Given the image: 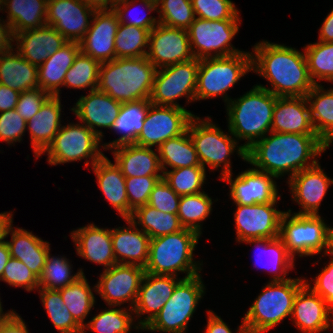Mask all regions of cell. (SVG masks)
<instances>
[{"mask_svg":"<svg viewBox=\"0 0 333 333\" xmlns=\"http://www.w3.org/2000/svg\"><path fill=\"white\" fill-rule=\"evenodd\" d=\"M180 199L181 196L175 193L162 178L152 189L148 205L164 213L177 214Z\"/></svg>","mask_w":333,"mask_h":333,"instance_id":"obj_54","label":"cell"},{"mask_svg":"<svg viewBox=\"0 0 333 333\" xmlns=\"http://www.w3.org/2000/svg\"><path fill=\"white\" fill-rule=\"evenodd\" d=\"M114 149L115 163L125 177L163 176L158 174L162 170L159 156L151 148L133 143Z\"/></svg>","mask_w":333,"mask_h":333,"instance_id":"obj_30","label":"cell"},{"mask_svg":"<svg viewBox=\"0 0 333 333\" xmlns=\"http://www.w3.org/2000/svg\"><path fill=\"white\" fill-rule=\"evenodd\" d=\"M290 179L293 198L304 209L298 215H318V208L330 183L329 179L320 168L319 164L306 168L295 174Z\"/></svg>","mask_w":333,"mask_h":333,"instance_id":"obj_21","label":"cell"},{"mask_svg":"<svg viewBox=\"0 0 333 333\" xmlns=\"http://www.w3.org/2000/svg\"><path fill=\"white\" fill-rule=\"evenodd\" d=\"M199 235L194 230L183 228L178 232L150 239L145 272L177 276L175 271H181L187 272L185 278L199 275L197 270L200 268L195 267L192 258Z\"/></svg>","mask_w":333,"mask_h":333,"instance_id":"obj_5","label":"cell"},{"mask_svg":"<svg viewBox=\"0 0 333 333\" xmlns=\"http://www.w3.org/2000/svg\"><path fill=\"white\" fill-rule=\"evenodd\" d=\"M11 258L10 249L7 241L0 244V278L3 275V271L9 259Z\"/></svg>","mask_w":333,"mask_h":333,"instance_id":"obj_65","label":"cell"},{"mask_svg":"<svg viewBox=\"0 0 333 333\" xmlns=\"http://www.w3.org/2000/svg\"><path fill=\"white\" fill-rule=\"evenodd\" d=\"M100 64L98 60L80 51L67 71L63 85L79 89L91 86V91L96 90L99 83Z\"/></svg>","mask_w":333,"mask_h":333,"instance_id":"obj_43","label":"cell"},{"mask_svg":"<svg viewBox=\"0 0 333 333\" xmlns=\"http://www.w3.org/2000/svg\"><path fill=\"white\" fill-rule=\"evenodd\" d=\"M145 274L144 267L131 264H115L106 268L97 284L96 291L108 303L117 306L122 302L132 300L135 305L142 278Z\"/></svg>","mask_w":333,"mask_h":333,"instance_id":"obj_18","label":"cell"},{"mask_svg":"<svg viewBox=\"0 0 333 333\" xmlns=\"http://www.w3.org/2000/svg\"><path fill=\"white\" fill-rule=\"evenodd\" d=\"M20 92L0 84V112L15 109Z\"/></svg>","mask_w":333,"mask_h":333,"instance_id":"obj_60","label":"cell"},{"mask_svg":"<svg viewBox=\"0 0 333 333\" xmlns=\"http://www.w3.org/2000/svg\"><path fill=\"white\" fill-rule=\"evenodd\" d=\"M96 9L92 27L79 42L80 51L100 63L115 59V36L119 25L113 9Z\"/></svg>","mask_w":333,"mask_h":333,"instance_id":"obj_19","label":"cell"},{"mask_svg":"<svg viewBox=\"0 0 333 333\" xmlns=\"http://www.w3.org/2000/svg\"><path fill=\"white\" fill-rule=\"evenodd\" d=\"M72 239L76 243L78 255L105 265L108 269L117 264L113 252L111 230L98 228L94 224L73 231Z\"/></svg>","mask_w":333,"mask_h":333,"instance_id":"obj_28","label":"cell"},{"mask_svg":"<svg viewBox=\"0 0 333 333\" xmlns=\"http://www.w3.org/2000/svg\"><path fill=\"white\" fill-rule=\"evenodd\" d=\"M50 96L41 88L21 92L15 110L27 122L39 112L40 107Z\"/></svg>","mask_w":333,"mask_h":333,"instance_id":"obj_55","label":"cell"},{"mask_svg":"<svg viewBox=\"0 0 333 333\" xmlns=\"http://www.w3.org/2000/svg\"><path fill=\"white\" fill-rule=\"evenodd\" d=\"M3 3L8 6V23L14 35L47 24L48 0H0V5Z\"/></svg>","mask_w":333,"mask_h":333,"instance_id":"obj_35","label":"cell"},{"mask_svg":"<svg viewBox=\"0 0 333 333\" xmlns=\"http://www.w3.org/2000/svg\"><path fill=\"white\" fill-rule=\"evenodd\" d=\"M200 275L183 278L159 313L143 329L183 333L204 292Z\"/></svg>","mask_w":333,"mask_h":333,"instance_id":"obj_8","label":"cell"},{"mask_svg":"<svg viewBox=\"0 0 333 333\" xmlns=\"http://www.w3.org/2000/svg\"><path fill=\"white\" fill-rule=\"evenodd\" d=\"M249 53L227 57H209L199 60L195 100L224 94L246 72L252 70Z\"/></svg>","mask_w":333,"mask_h":333,"instance_id":"obj_7","label":"cell"},{"mask_svg":"<svg viewBox=\"0 0 333 333\" xmlns=\"http://www.w3.org/2000/svg\"><path fill=\"white\" fill-rule=\"evenodd\" d=\"M199 60L177 63L156 70L149 101L155 105L179 106L174 103L178 97L188 95L189 100H195L197 87V72Z\"/></svg>","mask_w":333,"mask_h":333,"instance_id":"obj_10","label":"cell"},{"mask_svg":"<svg viewBox=\"0 0 333 333\" xmlns=\"http://www.w3.org/2000/svg\"><path fill=\"white\" fill-rule=\"evenodd\" d=\"M20 48L18 53L31 64L39 67L68 41L52 26L24 30L14 35Z\"/></svg>","mask_w":333,"mask_h":333,"instance_id":"obj_25","label":"cell"},{"mask_svg":"<svg viewBox=\"0 0 333 333\" xmlns=\"http://www.w3.org/2000/svg\"><path fill=\"white\" fill-rule=\"evenodd\" d=\"M327 267L316 277L315 284L311 288L321 296L331 307L333 305V258Z\"/></svg>","mask_w":333,"mask_h":333,"instance_id":"obj_57","label":"cell"},{"mask_svg":"<svg viewBox=\"0 0 333 333\" xmlns=\"http://www.w3.org/2000/svg\"><path fill=\"white\" fill-rule=\"evenodd\" d=\"M156 70L147 56L102 62L97 89L121 103L149 100Z\"/></svg>","mask_w":333,"mask_h":333,"instance_id":"obj_3","label":"cell"},{"mask_svg":"<svg viewBox=\"0 0 333 333\" xmlns=\"http://www.w3.org/2000/svg\"><path fill=\"white\" fill-rule=\"evenodd\" d=\"M60 98L50 96L30 120L27 121L31 134L32 148L36 156H40L53 142L60 130Z\"/></svg>","mask_w":333,"mask_h":333,"instance_id":"obj_29","label":"cell"},{"mask_svg":"<svg viewBox=\"0 0 333 333\" xmlns=\"http://www.w3.org/2000/svg\"><path fill=\"white\" fill-rule=\"evenodd\" d=\"M274 205L275 203L237 205V241L279 237L281 218L285 212L276 210Z\"/></svg>","mask_w":333,"mask_h":333,"instance_id":"obj_17","label":"cell"},{"mask_svg":"<svg viewBox=\"0 0 333 333\" xmlns=\"http://www.w3.org/2000/svg\"><path fill=\"white\" fill-rule=\"evenodd\" d=\"M0 333H29L24 321L15 312L0 319Z\"/></svg>","mask_w":333,"mask_h":333,"instance_id":"obj_59","label":"cell"},{"mask_svg":"<svg viewBox=\"0 0 333 333\" xmlns=\"http://www.w3.org/2000/svg\"><path fill=\"white\" fill-rule=\"evenodd\" d=\"M71 267L66 258H50L48 251L45 267L39 278V288L48 290H59L73 283L80 275L82 270L74 276L71 275Z\"/></svg>","mask_w":333,"mask_h":333,"instance_id":"obj_47","label":"cell"},{"mask_svg":"<svg viewBox=\"0 0 333 333\" xmlns=\"http://www.w3.org/2000/svg\"><path fill=\"white\" fill-rule=\"evenodd\" d=\"M0 280L9 285L24 287L27 291L39 287V278L20 260L12 257L7 262Z\"/></svg>","mask_w":333,"mask_h":333,"instance_id":"obj_53","label":"cell"},{"mask_svg":"<svg viewBox=\"0 0 333 333\" xmlns=\"http://www.w3.org/2000/svg\"><path fill=\"white\" fill-rule=\"evenodd\" d=\"M100 140L87 126L68 125L60 128L44 153L48 152V161L53 165L90 157L93 166L104 156L98 151Z\"/></svg>","mask_w":333,"mask_h":333,"instance_id":"obj_12","label":"cell"},{"mask_svg":"<svg viewBox=\"0 0 333 333\" xmlns=\"http://www.w3.org/2000/svg\"><path fill=\"white\" fill-rule=\"evenodd\" d=\"M306 98L308 102L315 98L309 106L312 125L317 136L329 147L333 140V89L324 92L315 84Z\"/></svg>","mask_w":333,"mask_h":333,"instance_id":"obj_37","label":"cell"},{"mask_svg":"<svg viewBox=\"0 0 333 333\" xmlns=\"http://www.w3.org/2000/svg\"><path fill=\"white\" fill-rule=\"evenodd\" d=\"M64 304L72 314L74 320L82 327L83 320L93 307L95 297L84 275H80L73 283L58 290Z\"/></svg>","mask_w":333,"mask_h":333,"instance_id":"obj_40","label":"cell"},{"mask_svg":"<svg viewBox=\"0 0 333 333\" xmlns=\"http://www.w3.org/2000/svg\"><path fill=\"white\" fill-rule=\"evenodd\" d=\"M231 173L221 179L231 185L230 195L237 205L276 203L277 188L271 174L258 169L247 170L233 181Z\"/></svg>","mask_w":333,"mask_h":333,"instance_id":"obj_20","label":"cell"},{"mask_svg":"<svg viewBox=\"0 0 333 333\" xmlns=\"http://www.w3.org/2000/svg\"><path fill=\"white\" fill-rule=\"evenodd\" d=\"M197 18L209 21L239 20L238 11L230 0H191Z\"/></svg>","mask_w":333,"mask_h":333,"instance_id":"obj_52","label":"cell"},{"mask_svg":"<svg viewBox=\"0 0 333 333\" xmlns=\"http://www.w3.org/2000/svg\"><path fill=\"white\" fill-rule=\"evenodd\" d=\"M159 162L162 169L165 164L173 169L201 166L188 130L178 137L168 139L158 147Z\"/></svg>","mask_w":333,"mask_h":333,"instance_id":"obj_38","label":"cell"},{"mask_svg":"<svg viewBox=\"0 0 333 333\" xmlns=\"http://www.w3.org/2000/svg\"><path fill=\"white\" fill-rule=\"evenodd\" d=\"M285 212L281 218L280 238L283 240L287 251L302 255L320 253L323 248L325 253L328 248V236L331 228L327 227L319 215H298L290 218V212ZM290 218L289 221L287 220ZM288 221V222H287Z\"/></svg>","mask_w":333,"mask_h":333,"instance_id":"obj_9","label":"cell"},{"mask_svg":"<svg viewBox=\"0 0 333 333\" xmlns=\"http://www.w3.org/2000/svg\"><path fill=\"white\" fill-rule=\"evenodd\" d=\"M157 23L149 34L150 52L146 54L148 60L156 68L192 60L194 56L187 30Z\"/></svg>","mask_w":333,"mask_h":333,"instance_id":"obj_15","label":"cell"},{"mask_svg":"<svg viewBox=\"0 0 333 333\" xmlns=\"http://www.w3.org/2000/svg\"><path fill=\"white\" fill-rule=\"evenodd\" d=\"M198 120L200 118L194 116L187 130L201 166L205 168L206 163L215 169L220 167L221 163H224L221 175L231 173L230 161L227 160V157L233 152L237 142L207 120L197 124Z\"/></svg>","mask_w":333,"mask_h":333,"instance_id":"obj_14","label":"cell"},{"mask_svg":"<svg viewBox=\"0 0 333 333\" xmlns=\"http://www.w3.org/2000/svg\"><path fill=\"white\" fill-rule=\"evenodd\" d=\"M95 11V7L82 0H48L46 23L68 42L79 43L90 27L87 17Z\"/></svg>","mask_w":333,"mask_h":333,"instance_id":"obj_16","label":"cell"},{"mask_svg":"<svg viewBox=\"0 0 333 333\" xmlns=\"http://www.w3.org/2000/svg\"><path fill=\"white\" fill-rule=\"evenodd\" d=\"M190 111L181 106H164L149 103L142 131L135 143L144 147H158L168 139L185 133L191 119Z\"/></svg>","mask_w":333,"mask_h":333,"instance_id":"obj_11","label":"cell"},{"mask_svg":"<svg viewBox=\"0 0 333 333\" xmlns=\"http://www.w3.org/2000/svg\"><path fill=\"white\" fill-rule=\"evenodd\" d=\"M149 103V100L122 103L118 118L112 128L123 134L117 140L107 144L106 147L114 148L124 144L135 143L137 136L144 126Z\"/></svg>","mask_w":333,"mask_h":333,"instance_id":"obj_36","label":"cell"},{"mask_svg":"<svg viewBox=\"0 0 333 333\" xmlns=\"http://www.w3.org/2000/svg\"><path fill=\"white\" fill-rule=\"evenodd\" d=\"M305 57L311 80L314 78L333 81V42H318L305 48Z\"/></svg>","mask_w":333,"mask_h":333,"instance_id":"obj_45","label":"cell"},{"mask_svg":"<svg viewBox=\"0 0 333 333\" xmlns=\"http://www.w3.org/2000/svg\"><path fill=\"white\" fill-rule=\"evenodd\" d=\"M330 306L305 283L297 292L292 315L295 325L305 333H318L329 328Z\"/></svg>","mask_w":333,"mask_h":333,"instance_id":"obj_22","label":"cell"},{"mask_svg":"<svg viewBox=\"0 0 333 333\" xmlns=\"http://www.w3.org/2000/svg\"><path fill=\"white\" fill-rule=\"evenodd\" d=\"M277 96L268 90L255 86L238 101L228 105L229 130L237 138L249 140L238 148V153L246 161V150L255 143V138L262 139L266 132H271L273 110ZM231 104V105H230Z\"/></svg>","mask_w":333,"mask_h":333,"instance_id":"obj_4","label":"cell"},{"mask_svg":"<svg viewBox=\"0 0 333 333\" xmlns=\"http://www.w3.org/2000/svg\"><path fill=\"white\" fill-rule=\"evenodd\" d=\"M150 30L119 23L115 36V58L146 56L142 47L149 46Z\"/></svg>","mask_w":333,"mask_h":333,"instance_id":"obj_41","label":"cell"},{"mask_svg":"<svg viewBox=\"0 0 333 333\" xmlns=\"http://www.w3.org/2000/svg\"><path fill=\"white\" fill-rule=\"evenodd\" d=\"M126 221L131 225V228L134 226L136 231L131 228L120 230V227L119 229L116 228L111 230L112 246L116 263L145 267L149 257V244L151 238L145 232H141L136 228L137 222L135 217L126 219ZM117 254L119 255L117 256ZM120 256H122V261L126 260V258L131 259V261L127 260L122 263L121 260H118V257ZM137 261L139 262L138 264Z\"/></svg>","mask_w":333,"mask_h":333,"instance_id":"obj_27","label":"cell"},{"mask_svg":"<svg viewBox=\"0 0 333 333\" xmlns=\"http://www.w3.org/2000/svg\"><path fill=\"white\" fill-rule=\"evenodd\" d=\"M138 218V224L143 226L151 239L178 232L184 227L181 225L177 214L164 213L146 204L138 207L131 217Z\"/></svg>","mask_w":333,"mask_h":333,"instance_id":"obj_39","label":"cell"},{"mask_svg":"<svg viewBox=\"0 0 333 333\" xmlns=\"http://www.w3.org/2000/svg\"><path fill=\"white\" fill-rule=\"evenodd\" d=\"M327 253H330L333 255V228L330 229L329 231V236H328V248H327Z\"/></svg>","mask_w":333,"mask_h":333,"instance_id":"obj_67","label":"cell"},{"mask_svg":"<svg viewBox=\"0 0 333 333\" xmlns=\"http://www.w3.org/2000/svg\"><path fill=\"white\" fill-rule=\"evenodd\" d=\"M41 300L54 326L60 333H84L62 300L58 290L40 288Z\"/></svg>","mask_w":333,"mask_h":333,"instance_id":"obj_42","label":"cell"},{"mask_svg":"<svg viewBox=\"0 0 333 333\" xmlns=\"http://www.w3.org/2000/svg\"><path fill=\"white\" fill-rule=\"evenodd\" d=\"M27 122L15 109L1 112L0 114V140L7 143L19 141L27 128Z\"/></svg>","mask_w":333,"mask_h":333,"instance_id":"obj_56","label":"cell"},{"mask_svg":"<svg viewBox=\"0 0 333 333\" xmlns=\"http://www.w3.org/2000/svg\"><path fill=\"white\" fill-rule=\"evenodd\" d=\"M132 2H128V0L118 2L112 6L113 11L116 13L118 17L119 23L126 24V25H131V26H136L140 28H145L148 30H152L156 26V19L155 18H148V17H141V18H136L134 20H131V22L126 23L124 19L125 18V12H128V8L131 5ZM121 4V5H120ZM123 4V5H122ZM123 6V7H122ZM122 9L124 11H122Z\"/></svg>","mask_w":333,"mask_h":333,"instance_id":"obj_58","label":"cell"},{"mask_svg":"<svg viewBox=\"0 0 333 333\" xmlns=\"http://www.w3.org/2000/svg\"><path fill=\"white\" fill-rule=\"evenodd\" d=\"M0 24V55L11 50L14 34L9 23ZM12 36V37H11ZM11 40V41H10Z\"/></svg>","mask_w":333,"mask_h":333,"instance_id":"obj_62","label":"cell"},{"mask_svg":"<svg viewBox=\"0 0 333 333\" xmlns=\"http://www.w3.org/2000/svg\"><path fill=\"white\" fill-rule=\"evenodd\" d=\"M143 4L151 11L156 10L158 7L156 0H141Z\"/></svg>","mask_w":333,"mask_h":333,"instance_id":"obj_68","label":"cell"},{"mask_svg":"<svg viewBox=\"0 0 333 333\" xmlns=\"http://www.w3.org/2000/svg\"><path fill=\"white\" fill-rule=\"evenodd\" d=\"M129 314L123 309H108L93 317L87 328L97 333H128L133 319Z\"/></svg>","mask_w":333,"mask_h":333,"instance_id":"obj_50","label":"cell"},{"mask_svg":"<svg viewBox=\"0 0 333 333\" xmlns=\"http://www.w3.org/2000/svg\"><path fill=\"white\" fill-rule=\"evenodd\" d=\"M330 312L333 313V305L330 307ZM333 323V322H332ZM333 325V324H332Z\"/></svg>","mask_w":333,"mask_h":333,"instance_id":"obj_72","label":"cell"},{"mask_svg":"<svg viewBox=\"0 0 333 333\" xmlns=\"http://www.w3.org/2000/svg\"><path fill=\"white\" fill-rule=\"evenodd\" d=\"M238 21L239 20L209 21L195 18L191 26L187 29L194 58L198 60L209 58L212 50H219V53L217 51L215 52L216 55H211L210 57H227L241 53L242 51L234 49L229 43L238 32ZM193 44L194 48L198 49L197 52L193 51Z\"/></svg>","mask_w":333,"mask_h":333,"instance_id":"obj_13","label":"cell"},{"mask_svg":"<svg viewBox=\"0 0 333 333\" xmlns=\"http://www.w3.org/2000/svg\"><path fill=\"white\" fill-rule=\"evenodd\" d=\"M208 313L209 318L206 333H232L220 317L211 311H208Z\"/></svg>","mask_w":333,"mask_h":333,"instance_id":"obj_61","label":"cell"},{"mask_svg":"<svg viewBox=\"0 0 333 333\" xmlns=\"http://www.w3.org/2000/svg\"><path fill=\"white\" fill-rule=\"evenodd\" d=\"M319 37L320 42H333V10L324 20Z\"/></svg>","mask_w":333,"mask_h":333,"instance_id":"obj_63","label":"cell"},{"mask_svg":"<svg viewBox=\"0 0 333 333\" xmlns=\"http://www.w3.org/2000/svg\"><path fill=\"white\" fill-rule=\"evenodd\" d=\"M80 52L78 42H67L45 62L38 67L39 88L48 92L51 96L59 97V87L64 83V78L72 66L75 57Z\"/></svg>","mask_w":333,"mask_h":333,"instance_id":"obj_31","label":"cell"},{"mask_svg":"<svg viewBox=\"0 0 333 333\" xmlns=\"http://www.w3.org/2000/svg\"><path fill=\"white\" fill-rule=\"evenodd\" d=\"M13 311H10L9 313L6 314H1L2 313V307H1V302H0V319L7 317L8 315H10Z\"/></svg>","mask_w":333,"mask_h":333,"instance_id":"obj_70","label":"cell"},{"mask_svg":"<svg viewBox=\"0 0 333 333\" xmlns=\"http://www.w3.org/2000/svg\"><path fill=\"white\" fill-rule=\"evenodd\" d=\"M304 96L278 97L273 110L271 132L316 134L310 108Z\"/></svg>","mask_w":333,"mask_h":333,"instance_id":"obj_24","label":"cell"},{"mask_svg":"<svg viewBox=\"0 0 333 333\" xmlns=\"http://www.w3.org/2000/svg\"><path fill=\"white\" fill-rule=\"evenodd\" d=\"M212 200L204 192L181 196L178 217L181 225L200 234V222L210 214Z\"/></svg>","mask_w":333,"mask_h":333,"instance_id":"obj_44","label":"cell"},{"mask_svg":"<svg viewBox=\"0 0 333 333\" xmlns=\"http://www.w3.org/2000/svg\"><path fill=\"white\" fill-rule=\"evenodd\" d=\"M252 70L271 82L273 90L257 85L277 97L304 96L314 87L305 54L283 45L262 42L254 47ZM258 61V62H256Z\"/></svg>","mask_w":333,"mask_h":333,"instance_id":"obj_2","label":"cell"},{"mask_svg":"<svg viewBox=\"0 0 333 333\" xmlns=\"http://www.w3.org/2000/svg\"><path fill=\"white\" fill-rule=\"evenodd\" d=\"M98 179L100 189L107 200L113 205L121 216L129 219V204L126 194L125 176L120 168L112 164L107 157L103 156L93 166Z\"/></svg>","mask_w":333,"mask_h":333,"instance_id":"obj_32","label":"cell"},{"mask_svg":"<svg viewBox=\"0 0 333 333\" xmlns=\"http://www.w3.org/2000/svg\"><path fill=\"white\" fill-rule=\"evenodd\" d=\"M240 332L238 333H262V332H259V331H253V330H249V329H246V326L243 324H241V327L239 328Z\"/></svg>","mask_w":333,"mask_h":333,"instance_id":"obj_69","label":"cell"},{"mask_svg":"<svg viewBox=\"0 0 333 333\" xmlns=\"http://www.w3.org/2000/svg\"><path fill=\"white\" fill-rule=\"evenodd\" d=\"M96 9H108L109 0H82Z\"/></svg>","mask_w":333,"mask_h":333,"instance_id":"obj_66","label":"cell"},{"mask_svg":"<svg viewBox=\"0 0 333 333\" xmlns=\"http://www.w3.org/2000/svg\"><path fill=\"white\" fill-rule=\"evenodd\" d=\"M271 133L246 150V161L276 178L289 171L292 178L314 166L318 161L313 160L309 165L307 160L321 155L328 147L317 134Z\"/></svg>","mask_w":333,"mask_h":333,"instance_id":"obj_1","label":"cell"},{"mask_svg":"<svg viewBox=\"0 0 333 333\" xmlns=\"http://www.w3.org/2000/svg\"><path fill=\"white\" fill-rule=\"evenodd\" d=\"M304 284L302 279L268 283L242 320L246 329L265 332L292 315L294 298Z\"/></svg>","mask_w":333,"mask_h":333,"instance_id":"obj_6","label":"cell"},{"mask_svg":"<svg viewBox=\"0 0 333 333\" xmlns=\"http://www.w3.org/2000/svg\"><path fill=\"white\" fill-rule=\"evenodd\" d=\"M163 176L126 177V194L129 204V219L140 206L148 204L154 186Z\"/></svg>","mask_w":333,"mask_h":333,"instance_id":"obj_51","label":"cell"},{"mask_svg":"<svg viewBox=\"0 0 333 333\" xmlns=\"http://www.w3.org/2000/svg\"><path fill=\"white\" fill-rule=\"evenodd\" d=\"M7 243L11 257L20 260L40 278L48 251H50L48 242L41 240L31 232L18 228L12 232V241Z\"/></svg>","mask_w":333,"mask_h":333,"instance_id":"obj_33","label":"cell"},{"mask_svg":"<svg viewBox=\"0 0 333 333\" xmlns=\"http://www.w3.org/2000/svg\"><path fill=\"white\" fill-rule=\"evenodd\" d=\"M9 214L10 213L0 214V244L5 242L4 238H6V236L9 234L10 230L12 229L11 228L12 218Z\"/></svg>","mask_w":333,"mask_h":333,"instance_id":"obj_64","label":"cell"},{"mask_svg":"<svg viewBox=\"0 0 333 333\" xmlns=\"http://www.w3.org/2000/svg\"><path fill=\"white\" fill-rule=\"evenodd\" d=\"M172 275L144 274L143 285H140L135 305L132 308L136 314L150 313L146 319L141 320V329L144 328L159 313L164 304L172 295L174 288L181 281H175Z\"/></svg>","mask_w":333,"mask_h":333,"instance_id":"obj_23","label":"cell"},{"mask_svg":"<svg viewBox=\"0 0 333 333\" xmlns=\"http://www.w3.org/2000/svg\"><path fill=\"white\" fill-rule=\"evenodd\" d=\"M121 1H125V0H109V4H110V8H112V6L118 2H121Z\"/></svg>","mask_w":333,"mask_h":333,"instance_id":"obj_71","label":"cell"},{"mask_svg":"<svg viewBox=\"0 0 333 333\" xmlns=\"http://www.w3.org/2000/svg\"><path fill=\"white\" fill-rule=\"evenodd\" d=\"M121 105V102L114 100L107 93L96 89L90 90L89 95L82 96L76 103V108L71 110L82 122L87 124L86 126L90 130L101 138L102 132L95 130L94 127L112 128L118 118Z\"/></svg>","mask_w":333,"mask_h":333,"instance_id":"obj_26","label":"cell"},{"mask_svg":"<svg viewBox=\"0 0 333 333\" xmlns=\"http://www.w3.org/2000/svg\"><path fill=\"white\" fill-rule=\"evenodd\" d=\"M161 10L158 12L159 23L187 30L195 20V13L191 0H156Z\"/></svg>","mask_w":333,"mask_h":333,"instance_id":"obj_48","label":"cell"},{"mask_svg":"<svg viewBox=\"0 0 333 333\" xmlns=\"http://www.w3.org/2000/svg\"><path fill=\"white\" fill-rule=\"evenodd\" d=\"M246 242L247 243H257L259 246L262 243L261 244L262 247H263V244H265L264 248H262L263 251L261 250V254L260 253L258 254V257H259L258 262H260V264L263 265L261 257L266 252H269L270 253L269 256L271 257L270 259L272 260L271 262L269 261V263L270 264L273 263L274 272H277L275 270V268H277L279 270L281 268V272L279 271V273H285L282 277L279 276V275L278 276L275 275V277L273 278L272 281H286V280H289V279H284V277L287 273L286 271L288 270V268L290 269V268L293 267L294 257L287 251V248L284 245V242L280 237L269 238V239H249V240H246ZM266 266H267L266 264L263 265V268H265ZM272 271H273V269H272Z\"/></svg>","mask_w":333,"mask_h":333,"instance_id":"obj_49","label":"cell"},{"mask_svg":"<svg viewBox=\"0 0 333 333\" xmlns=\"http://www.w3.org/2000/svg\"><path fill=\"white\" fill-rule=\"evenodd\" d=\"M11 51L0 56V84L20 93L38 89V67Z\"/></svg>","mask_w":333,"mask_h":333,"instance_id":"obj_34","label":"cell"},{"mask_svg":"<svg viewBox=\"0 0 333 333\" xmlns=\"http://www.w3.org/2000/svg\"><path fill=\"white\" fill-rule=\"evenodd\" d=\"M163 179L180 196L198 194L205 180V168L192 166L163 171Z\"/></svg>","mask_w":333,"mask_h":333,"instance_id":"obj_46","label":"cell"}]
</instances>
